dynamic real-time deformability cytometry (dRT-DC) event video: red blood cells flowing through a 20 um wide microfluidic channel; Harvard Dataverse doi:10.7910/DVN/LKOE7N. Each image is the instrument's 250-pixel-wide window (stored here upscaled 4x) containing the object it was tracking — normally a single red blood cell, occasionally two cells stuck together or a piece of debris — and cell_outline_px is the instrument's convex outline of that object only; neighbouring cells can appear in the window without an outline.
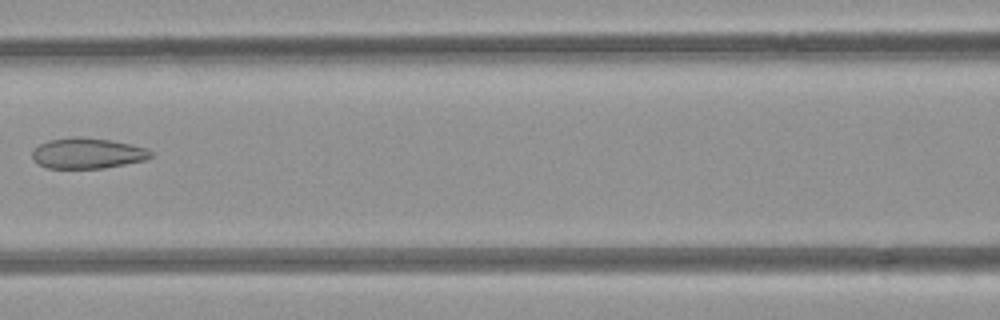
{"species": "common noctule bat (a hibernating species)", "species_latin": "Nyctalus noctula", "temperature_condition": "room temperature", "stored_images_in_passage": 8, "camera_frame_rate_fps": 3000, "um_per_image_px": 0.085, "animal": {"sex": "female", "body_mass_g": 21.9}, "frame": {"image": 1, "passage_image": 8, "time_ms": 9.0, "image_size_px": [1000, 320], "cell_outline_px": [[152, 156], [144, 160], [104, 168], [48, 168], [40, 164], [32, 156], [32, 152], [40, 144], [48, 140], [72, 136], [80, 136], [112, 140], [132, 144], [148, 148], [152, 152]], "centroid_in_image_um": [7.47, 13.01], "position_along_channel_um": 159.1, "area_um2": 21.15}}